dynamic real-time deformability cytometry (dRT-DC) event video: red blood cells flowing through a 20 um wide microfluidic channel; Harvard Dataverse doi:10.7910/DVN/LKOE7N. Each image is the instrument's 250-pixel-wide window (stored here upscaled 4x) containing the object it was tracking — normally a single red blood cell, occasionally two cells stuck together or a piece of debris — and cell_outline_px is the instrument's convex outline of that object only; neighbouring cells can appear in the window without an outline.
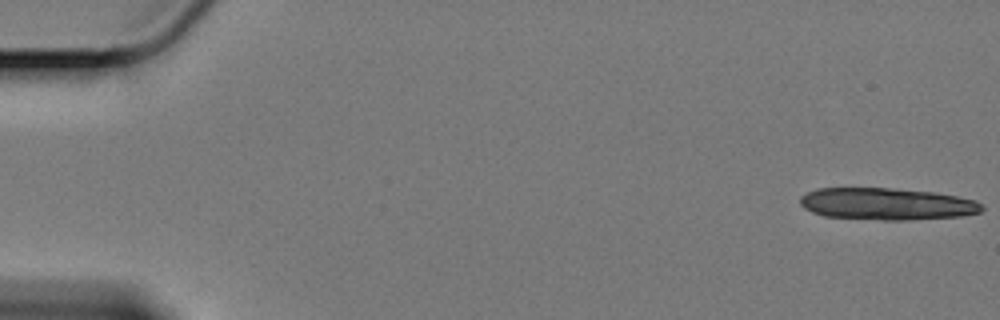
{"species": "Egyptian fruit bat (a non-hibernating species)", "species_latin": "Rousettus aegyptiacus", "temperature_condition": "cold", "stored_images_in_passage": 7, "camera_frame_rate_fps": 3000, "um_per_image_px": 0.085, "animal": {"sex": "female"}, "frame": {"image": 1, "passage_image": 1, "time_ms": 0.0, "image_size_px": [1000, 320], "cell_outline_px": [[984, 208], [980, 212], [960, 216], [908, 220], [880, 220], [824, 216], [812, 212], [804, 208], [800, 204], [800, 196], [816, 188], [892, 188], [932, 192], [956, 196], [976, 200]], "centroid_in_image_um": [75.35, 17.33], "position_along_channel_um": 9.7, "area_um2": 33.87}}